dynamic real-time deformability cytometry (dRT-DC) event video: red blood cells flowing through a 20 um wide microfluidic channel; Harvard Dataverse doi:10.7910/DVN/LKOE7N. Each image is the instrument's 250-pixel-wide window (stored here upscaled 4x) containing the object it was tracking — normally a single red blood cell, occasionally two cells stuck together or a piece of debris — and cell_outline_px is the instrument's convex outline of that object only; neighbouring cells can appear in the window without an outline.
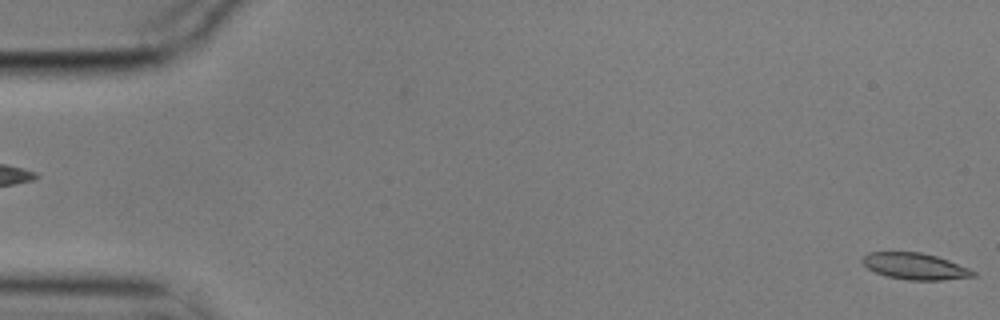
{"species": "common noctule bat (a hibernating species)", "species_latin": "Nyctalus noctula", "temperature_condition": "cold", "stored_images_in_passage": 6, "segment_of_instrument_passage": [2, 2], "camera_frame_rate_fps": 3000, "um_per_image_px": 0.085, "animal": {"sex": "male", "body_mass_g": 17.9}, "frame": {"image": 1, "passage_image": 6, "time_ms": 1.667, "image_size_px": [1000, 320], "cell_outline_px": [[976, 276], [940, 280], [908, 280], [884, 276], [868, 268], [860, 260], [868, 252], [920, 252], [936, 256], [948, 260], [968, 268], [976, 272]], "centroid_in_image_um": [77.75, 22.63], "position_along_channel_um": 7.2, "area_um2": 16.99}}